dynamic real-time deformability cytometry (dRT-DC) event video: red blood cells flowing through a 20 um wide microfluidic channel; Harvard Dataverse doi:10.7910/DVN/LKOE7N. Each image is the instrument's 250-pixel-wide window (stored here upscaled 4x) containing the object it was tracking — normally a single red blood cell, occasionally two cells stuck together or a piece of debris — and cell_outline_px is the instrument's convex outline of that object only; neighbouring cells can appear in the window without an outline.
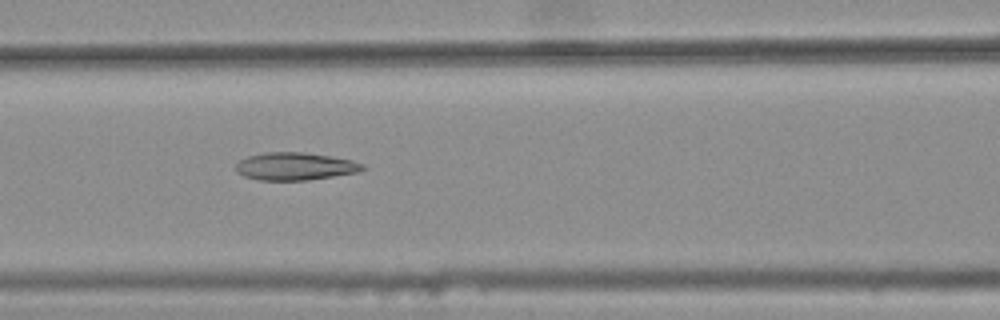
{"species": "common noctule bat (a hibernating species)", "species_latin": "Nyctalus noctula", "temperature_condition": "warm", "stored_images_in_passage": 46, "camera_frame_rate_fps": 3000, "um_per_image_px": 0.085, "animal": {"sex": "female", "body_mass_g": 25.1}, "frame": {"image": 1, "passage_image": 22, "time_ms": 7.0, "image_size_px": [1000, 320], "cell_outline_px": [[368, 168], [360, 172], [308, 180], [260, 180], [244, 176], [236, 172], [236, 164], [240, 160], [248, 156], [264, 152], [304, 152], [332, 156], [352, 160], [364, 164]], "centroid_in_image_um": [25.13, 14.13], "position_along_channel_um": 141.5, "area_um2": 20.63}}
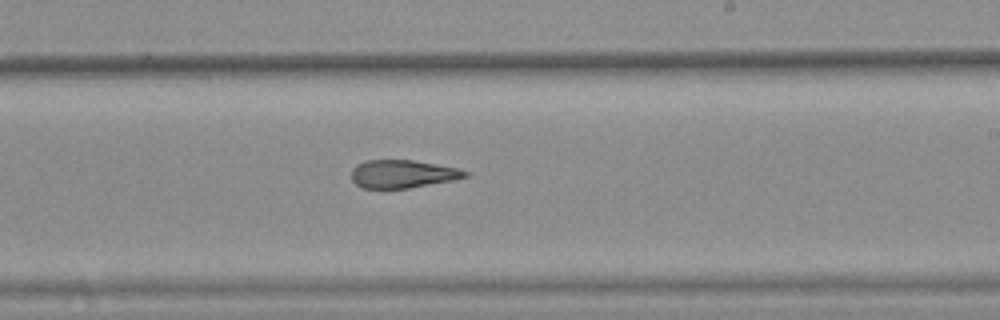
{"frame": {"image": 2, "passage_image": 31, "time_ms": 10.0, "image_size_px": [1000, 320], "cell_outline_px": [[468, 176], [452, 180], [408, 188], [364, 188], [356, 184], [352, 180], [352, 168], [356, 164], [364, 160], [412, 160], [456, 168], [468, 172]], "centroid_in_image_um": [34.17, 14.78], "position_along_channel_um": 254.8, "area_um2": 18.32}}
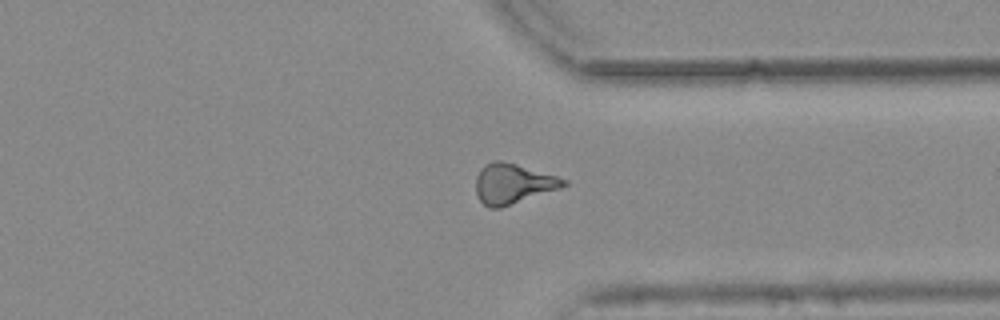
{"frame": {"image": 3, "passage_image": 40, "time_ms": 13.0, "image_size_px": [1000, 320], "cell_outline_px": [[568, 184], [560, 188], [500, 208], [488, 208], [480, 200], [476, 192], [476, 176], [480, 168], [484, 164], [492, 160], [500, 160], [516, 164], [556, 176], [568, 180]], "centroid_in_image_um": [43.57, 15.6], "position_along_channel_um": 367.8, "area_um2": 20.4}, "authors_computed_cell_mechanics": {"area_um2": 20.4612, "velocity_mm_per_s": 3.7867, "shape_relaxation_time_tau1_ms": null, "shape_relaxation_time_tau2_ms": 3.4032, "deformation_change_tau1": null, "deformation_change_tau2": 0.1199}}